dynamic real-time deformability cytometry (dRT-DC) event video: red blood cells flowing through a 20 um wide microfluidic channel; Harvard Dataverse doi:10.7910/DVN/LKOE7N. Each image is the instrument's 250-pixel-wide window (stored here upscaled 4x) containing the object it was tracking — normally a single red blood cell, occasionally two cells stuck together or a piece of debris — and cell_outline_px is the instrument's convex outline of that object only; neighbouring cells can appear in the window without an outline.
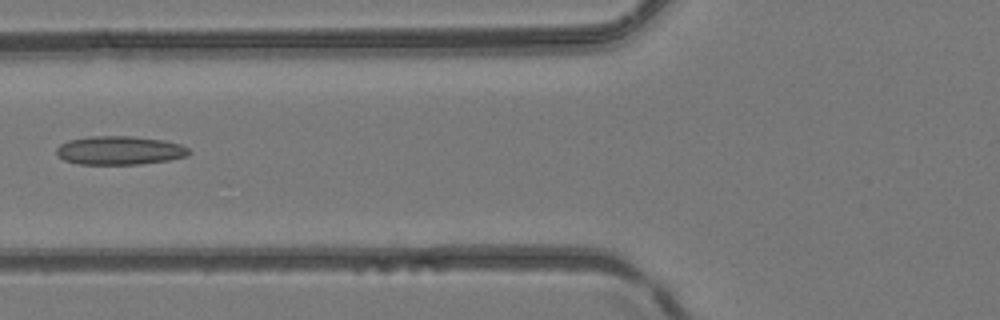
{"species": "common noctule bat (a hibernating species)", "species_latin": "Nyctalus noctula", "temperature_condition": "room temperature", "stored_images_in_passage": 6, "camera_frame_rate_fps": 3000, "um_per_image_px": 0.085, "animal": {"sex": "female", "body_mass_g": 24.6, "forearm_length_mm": 56.2}, "frame": {"image": 1, "passage_image": 6, "time_ms": 5.667, "image_size_px": [1000, 320], "cell_outline_px": [[192, 152], [188, 156], [168, 160], [140, 164], [80, 164], [64, 160], [56, 152], [56, 148], [60, 144], [68, 140], [88, 136], [132, 136], [164, 140], [180, 144], [188, 148]], "centroid_in_image_um": [10.18, 12.78], "position_along_channel_um": 115.6, "area_um2": 22.2}}